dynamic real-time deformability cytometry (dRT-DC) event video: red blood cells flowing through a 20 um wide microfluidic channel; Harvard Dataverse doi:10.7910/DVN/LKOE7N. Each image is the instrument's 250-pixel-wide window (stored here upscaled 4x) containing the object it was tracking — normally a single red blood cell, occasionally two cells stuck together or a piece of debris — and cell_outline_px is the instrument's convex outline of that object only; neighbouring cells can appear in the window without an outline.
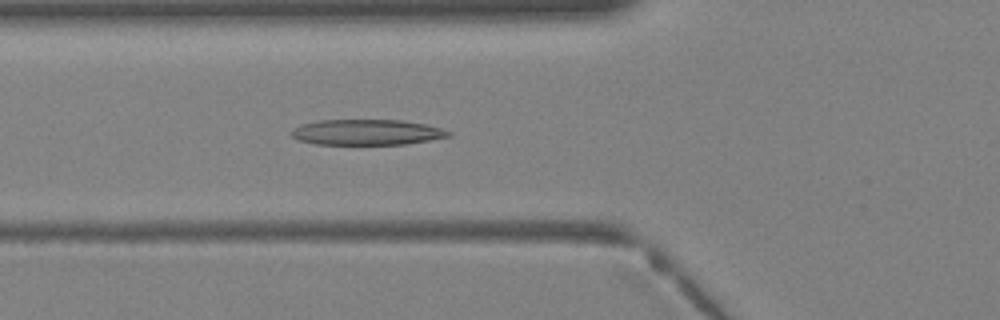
{"species": "Egyptian fruit bat (a non-hibernating species)", "species_latin": "Rousettus aegyptiacus", "temperature_condition": "warm", "stored_images_in_passage": 32, "camera_frame_rate_fps": 3000, "um_per_image_px": 0.085, "animal": {"sex": "female"}, "frame": {"image": 1, "passage_image": 8, "time_ms": 2.333, "image_size_px": [1000, 320], "cell_outline_px": [[452, 136], [404, 144], [316, 144], [300, 140], [292, 136], [292, 128], [300, 124], [316, 120], [400, 120], [428, 124], [452, 132]], "centroid_in_image_um": [31.18, 11.23], "position_along_channel_um": 94.6, "area_um2": 23.41}}
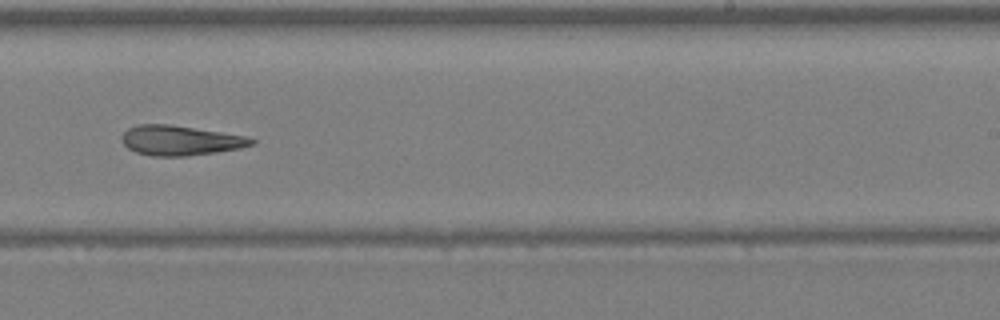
{"frame": {"image": 2, "passage_image": 18, "time_ms": 5.667, "image_size_px": [1000, 320], "cell_outline_px": [[256, 144], [240, 148], [216, 152], [184, 156], [152, 156], [136, 152], [128, 148], [120, 140], [120, 136], [128, 128], [140, 124], [168, 124], [248, 136], [256, 140]], "centroid_in_image_um": [15.33, 11.94], "position_along_channel_um": 273.7, "area_um2": 22.6}}
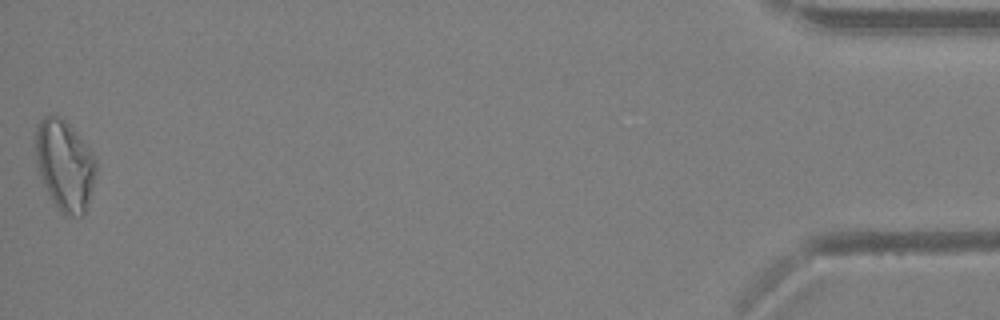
{"frame": {"image": 3, "passage_image": 32, "time_ms": 10.333, "image_size_px": [1000, 320], "cell_outline_px": [[96, 172], [92, 188], [84, 216], [64, 216], [60, 212], [52, 200], [36, 172], [36, 124], [44, 116], [60, 116], [72, 128], [92, 152], [96, 160]], "centroid_in_image_um": [5.48, 14.07], "position_along_channel_um": 429.7, "area_um2": 32.02}}